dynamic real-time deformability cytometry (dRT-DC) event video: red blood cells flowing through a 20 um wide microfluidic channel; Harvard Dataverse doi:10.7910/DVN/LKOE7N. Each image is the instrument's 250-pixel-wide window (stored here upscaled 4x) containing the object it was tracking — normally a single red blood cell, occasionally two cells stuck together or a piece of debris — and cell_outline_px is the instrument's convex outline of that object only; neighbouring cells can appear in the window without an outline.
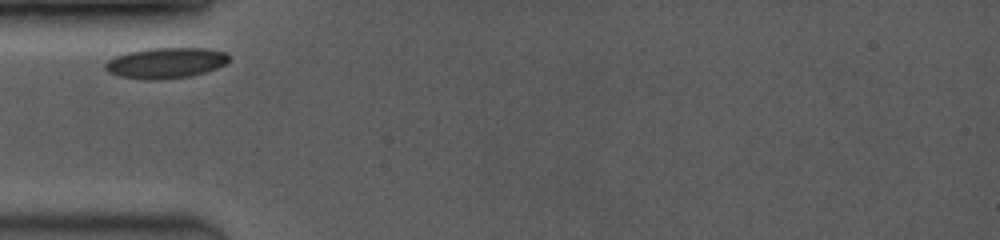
{"species": "common noctule bat (a hibernating species)", "species_latin": "Nyctalus noctula", "temperature_condition": "room temperature", "stored_images_in_passage": 3, "camera_frame_rate_fps": 3500, "um_per_image_px": 0.085, "animal": {"sex": "female", "body_mass_g": 19.0, "forearm_length_mm": 53.3}, "frame": {"image": 1, "passage_image": 1, "time_ms": 0.0, "image_size_px": [1000, 240], "cell_outline_px": [[228, 64], [204, 72], [188, 76], [156, 80], [148, 80], [116, 76], [108, 72], [104, 68], [104, 64], [108, 60], [116, 56], [128, 52], [148, 48], [208, 48], [224, 52], [228, 56]], "centroid_in_image_um": [14.06, 5.35], "position_along_channel_um": 70.9, "area_um2": 22.14}}
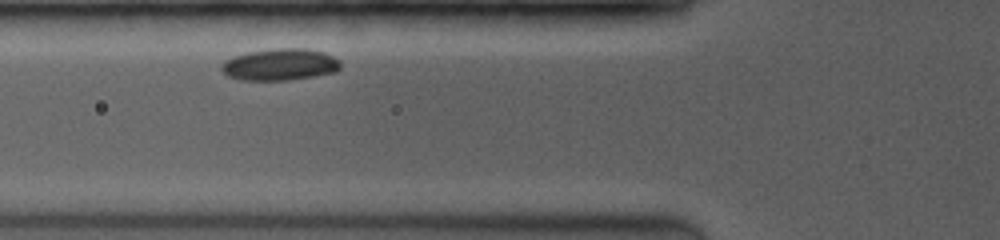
{"frame": {"image": 2, "passage_image": 2, "time_ms": 0.857, "image_size_px": [1000, 240], "cell_outline_px": [[340, 68], [336, 72], [288, 80], [240, 80], [228, 76], [220, 68], [224, 60], [232, 56], [248, 52], [276, 48], [308, 48], [324, 52], [340, 60]], "centroid_in_image_um": [23.79, 5.48], "position_along_channel_um": 102.0, "area_um2": 22.14}}
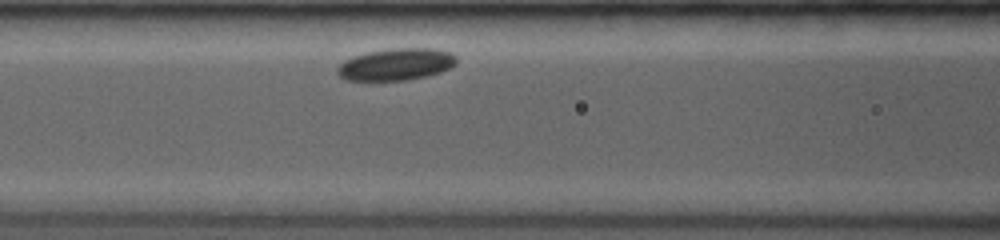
{"frame": {"image": 3, "passage_image": 3, "time_ms": 1.714, "image_size_px": [1000, 240], "cell_outline_px": [[456, 64], [440, 72], [428, 76], [408, 80], [348, 80], [340, 76], [336, 72], [336, 68], [344, 60], [352, 56], [368, 52], [388, 48], [432, 48], [448, 52], [456, 56]], "centroid_in_image_um": [33.65, 5.46], "position_along_channel_um": 133.0, "area_um2": 22.2}}